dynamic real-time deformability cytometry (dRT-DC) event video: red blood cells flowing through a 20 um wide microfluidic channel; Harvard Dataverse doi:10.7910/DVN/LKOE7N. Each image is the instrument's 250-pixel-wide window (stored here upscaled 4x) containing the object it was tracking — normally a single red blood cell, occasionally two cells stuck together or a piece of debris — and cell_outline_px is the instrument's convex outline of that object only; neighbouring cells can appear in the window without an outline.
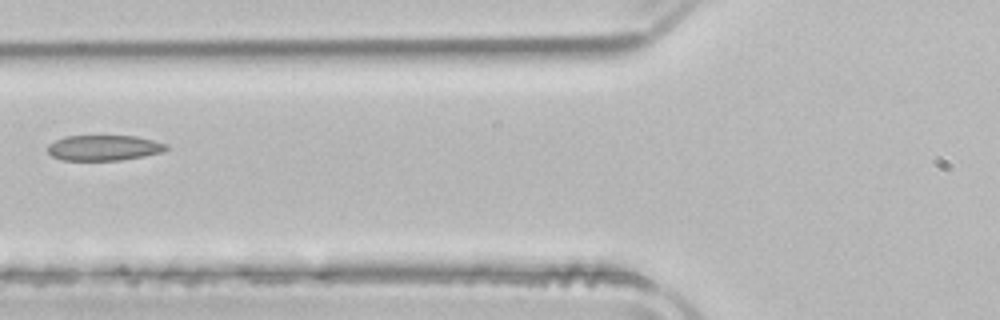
{"species": "common noctule bat (a hibernating species)", "species_latin": "Nyctalus noctula", "temperature_condition": "room temperature", "stored_images_in_passage": 5, "camera_frame_rate_fps": 3000, "um_per_image_px": 0.085, "animal": {"sex": "male", "body_mass_g": 21.5, "forearm_length_mm": 52.0}, "frame": {"image": 1, "passage_image": 5, "time_ms": 1.333, "image_size_px": [1000, 320], "cell_outline_px": [[168, 148], [164, 152], [144, 156], [120, 160], [64, 160], [52, 156], [48, 152], [48, 144], [64, 136], [136, 136], [168, 144]], "centroid_in_image_um": [8.85, 12.56], "position_along_channel_um": 117.0, "area_um2": 17.57}}